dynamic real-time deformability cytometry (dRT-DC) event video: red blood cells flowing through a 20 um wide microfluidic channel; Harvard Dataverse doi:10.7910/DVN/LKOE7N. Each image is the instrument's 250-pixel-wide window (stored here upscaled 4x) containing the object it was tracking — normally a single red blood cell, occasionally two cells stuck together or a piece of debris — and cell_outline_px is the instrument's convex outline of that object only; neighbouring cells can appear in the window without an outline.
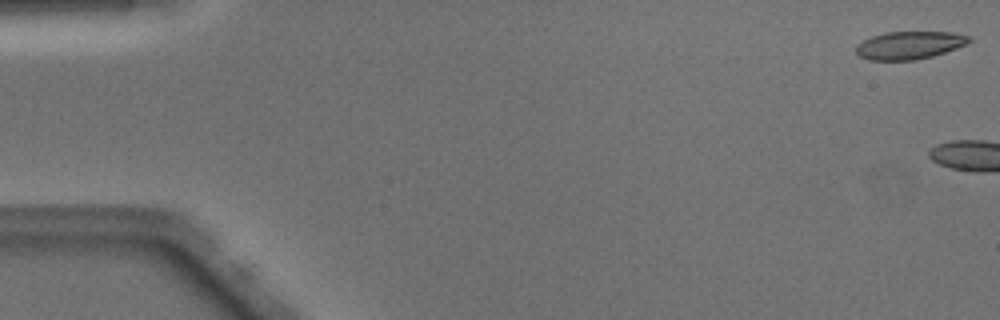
{"species": "Egyptian fruit bat (a non-hibernating species)", "species_latin": "Rousettus aegyptiacus", "temperature_condition": "warm", "stored_images_in_passage": 4, "camera_frame_rate_fps": 3000, "um_per_image_px": 0.085, "animal": {"sex": "male"}, "frame": {"image": 1, "passage_image": 1, "time_ms": 0.0, "image_size_px": [1000, 320], "cell_outline_px": [[972, 40], [968, 44], [932, 56], [916, 60], [868, 60], [860, 56], [856, 52], [856, 44], [872, 36], [884, 32], [956, 32], [968, 36]], "centroid_in_image_um": [77.3, 3.84], "position_along_channel_um": 7.7, "area_um2": 18.38}}